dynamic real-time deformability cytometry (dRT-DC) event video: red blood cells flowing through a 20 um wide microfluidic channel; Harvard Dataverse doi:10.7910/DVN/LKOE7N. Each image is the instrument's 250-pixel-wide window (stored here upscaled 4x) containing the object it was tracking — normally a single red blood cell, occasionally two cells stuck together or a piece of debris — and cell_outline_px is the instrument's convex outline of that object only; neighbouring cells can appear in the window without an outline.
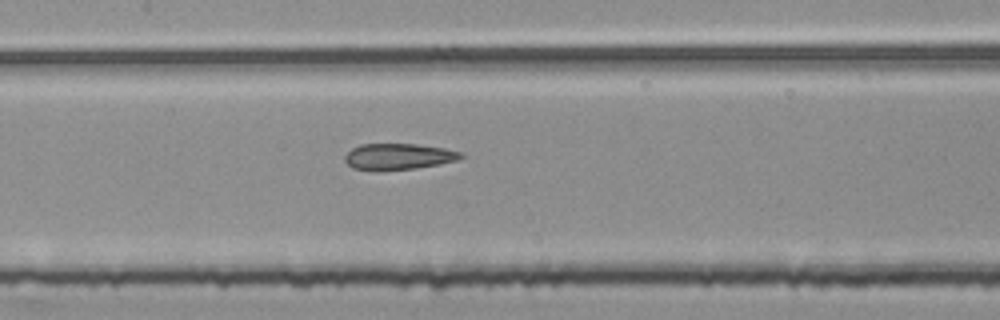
{"species": "common noctule bat (a hibernating species)", "species_latin": "Nyctalus noctula", "temperature_condition": "room temperature", "stored_images_in_passage": 55, "segment_of_instrument_passage": [2, 2], "camera_frame_rate_fps": 3000, "um_per_image_px": 0.085, "animal": {"sex": "female", "body_mass_g": 25.1}, "frame": {"image": 1, "passage_image": 26, "time_ms": 8.333, "image_size_px": [1000, 320], "cell_outline_px": [[464, 156], [456, 160], [440, 164], [416, 168], [352, 168], [344, 160], [344, 156], [352, 148], [360, 144], [416, 144], [444, 148], [464, 152]], "centroid_in_image_um": [33.92, 13.26], "position_along_channel_um": 173.5, "area_um2": 17.11}}
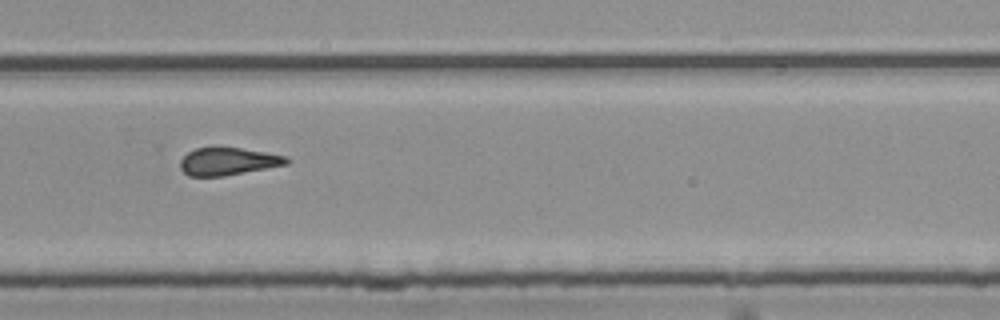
{"frame": {"image": 2, "passage_image": 37, "time_ms": 12.0, "image_size_px": [1000, 320], "cell_outline_px": [[292, 160], [288, 164], [268, 168], [224, 176], [188, 176], [180, 168], [180, 160], [188, 152], [196, 148], [212, 144], [220, 144], [288, 156]], "centroid_in_image_um": [19.39, 13.67], "position_along_channel_um": 310.4, "area_um2": 17.92}}
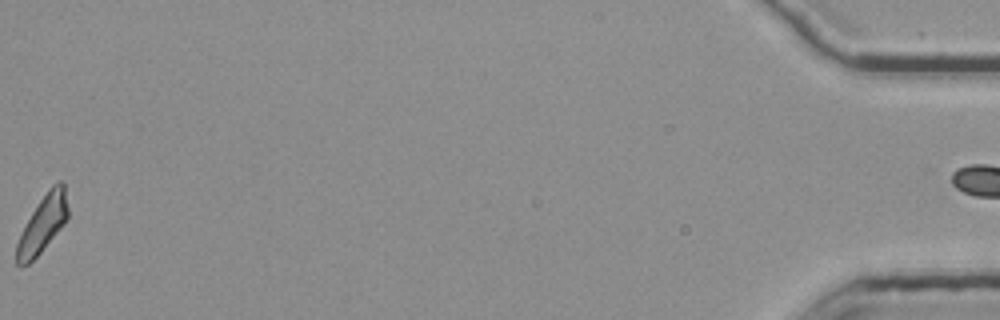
{"frame": {"image": 3, "passage_image": 55, "time_ms": 18.0, "image_size_px": [1000, 320], "cell_outline_px": [[68, 216], [64, 224], [40, 252], [28, 264], [20, 268], [16, 264], [16, 244], [32, 212], [40, 200], [52, 184], [60, 180], [64, 180], [68, 208]], "centroid_in_image_um": [3.64, 19.02], "position_along_channel_um": 431.6, "area_um2": 16.82}}